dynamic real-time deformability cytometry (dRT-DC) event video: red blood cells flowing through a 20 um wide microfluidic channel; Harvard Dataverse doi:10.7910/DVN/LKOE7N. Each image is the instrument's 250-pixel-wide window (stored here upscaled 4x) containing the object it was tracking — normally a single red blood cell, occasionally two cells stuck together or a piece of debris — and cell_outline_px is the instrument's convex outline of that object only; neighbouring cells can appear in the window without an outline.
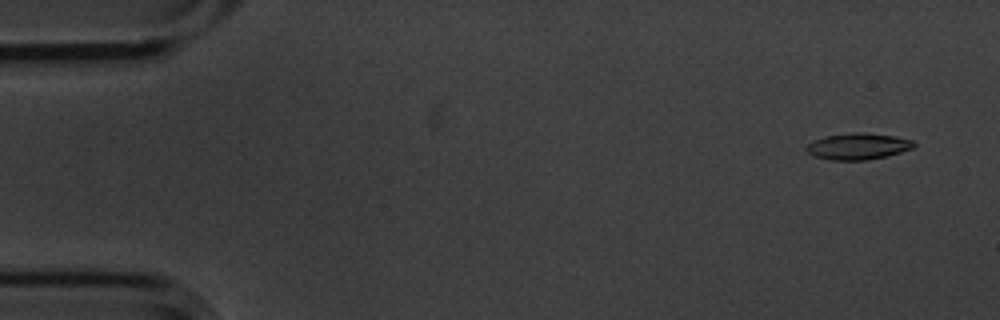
{"species": "common noctule bat (a hibernating species)", "species_latin": "Nyctalus noctula", "temperature_condition": "cold", "stored_images_in_passage": 9, "camera_frame_rate_fps": 3000, "um_per_image_px": 0.085, "animal": {"sex": "male", "body_mass_g": 20.1, "forearm_length_mm": 53.5}, "frame": {"image": 1, "passage_image": 1, "time_ms": 0.0, "image_size_px": [1000, 320], "cell_outline_px": [[916, 144], [912, 148], [900, 152], [884, 156], [864, 160], [828, 160], [812, 156], [804, 148], [812, 140], [824, 136], [852, 132], [860, 132], [892, 136], [912, 140]], "centroid_in_image_um": [72.85, 12.44], "position_along_channel_um": 12.2, "area_um2": 16.47}}
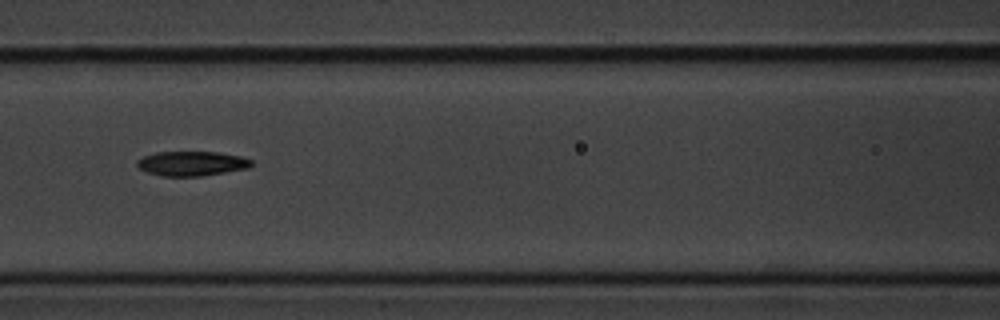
{"frame": {"image": 2, "passage_image": 7, "time_ms": 2.0, "image_size_px": [1000, 320], "cell_outline_px": [[252, 164], [248, 168], [200, 176], [160, 176], [148, 172], [140, 168], [136, 164], [136, 160], [144, 156], [156, 152], [220, 152], [240, 156], [252, 160]], "centroid_in_image_um": [16.28, 13.89], "position_along_channel_um": 150.3, "area_um2": 16.3}}
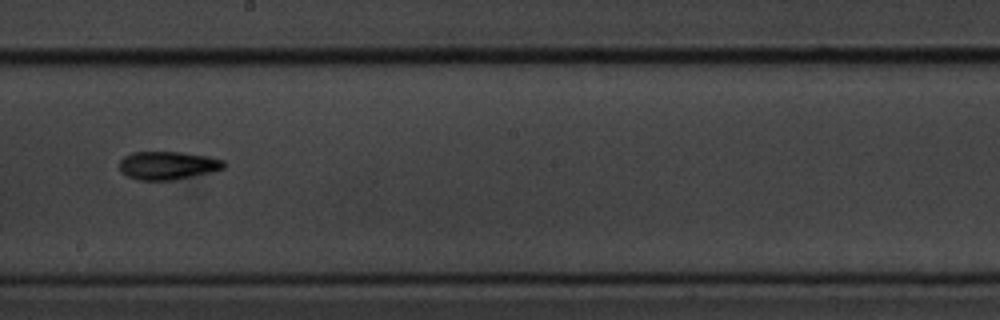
{"frame": {"image": 3, "passage_image": 9, "time_ms": 2.667, "image_size_px": [1000, 320], "cell_outline_px": [[228, 164], [224, 168], [208, 172], [172, 180], [140, 180], [128, 176], [120, 172], [120, 160], [124, 156], [132, 152], [180, 152], [208, 156], [224, 160]], "centroid_in_image_um": [14.25, 14.05], "position_along_channel_um": 234.0, "area_um2": 17.05}}